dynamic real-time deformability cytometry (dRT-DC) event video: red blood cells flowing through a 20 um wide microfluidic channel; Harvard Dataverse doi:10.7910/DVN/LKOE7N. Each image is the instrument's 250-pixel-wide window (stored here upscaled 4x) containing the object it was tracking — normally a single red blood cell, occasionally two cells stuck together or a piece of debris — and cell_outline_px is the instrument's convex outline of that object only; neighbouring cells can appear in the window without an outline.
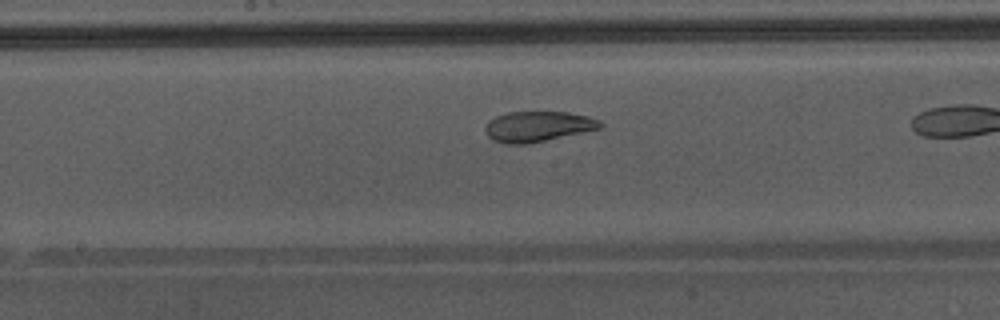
{"species": "Egyptian fruit bat (a non-hibernating species)", "species_latin": "Rousettus aegyptiacus", "temperature_condition": "warm", "stored_images_in_passage": 28, "camera_frame_rate_fps": 3000, "um_per_image_px": 0.085, "animal": {"sex": "male"}, "frame": {"image": 1, "passage_image": 16, "time_ms": 5.0, "image_size_px": [1000, 320], "cell_outline_px": [[604, 124], [600, 128], [584, 132], [528, 144], [504, 144], [492, 140], [488, 136], [484, 128], [488, 120], [496, 116], [508, 112], [568, 112], [588, 116], [600, 120]], "centroid_in_image_um": [45.7, 10.75], "position_along_channel_um": 202.5, "area_um2": 20.52}}